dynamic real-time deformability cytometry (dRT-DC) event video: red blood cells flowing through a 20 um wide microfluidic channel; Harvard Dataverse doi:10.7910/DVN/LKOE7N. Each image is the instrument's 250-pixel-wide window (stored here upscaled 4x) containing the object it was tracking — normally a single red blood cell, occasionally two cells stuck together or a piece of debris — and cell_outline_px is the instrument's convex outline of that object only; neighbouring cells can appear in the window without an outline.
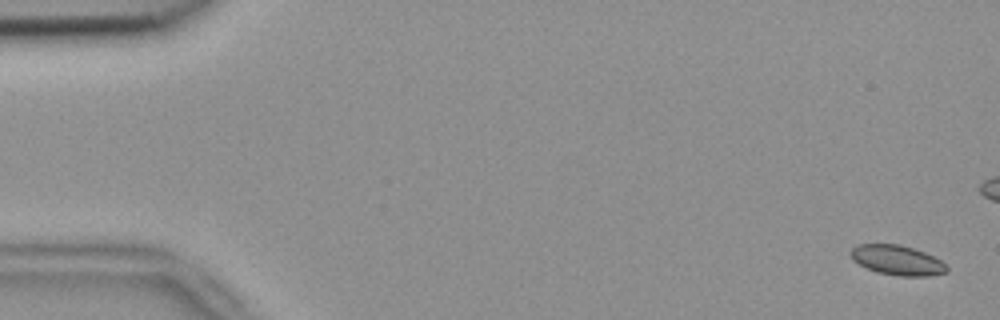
{"species": "common noctule bat (a hibernating species)", "species_latin": "Nyctalus noctula", "temperature_condition": "room temperature", "stored_images_in_passage": 17, "camera_frame_rate_fps": 3000, "um_per_image_px": 0.085, "animal": {"sex": "female", "body_mass_g": 18.4}, "frame": {"image": 1, "passage_image": 1, "time_ms": 0.0, "image_size_px": [1000, 320], "cell_outline_px": [[948, 272], [928, 276], [900, 276], [876, 272], [852, 260], [848, 252], [852, 248], [860, 244], [900, 244], [924, 252], [940, 260], [948, 268]], "centroid_in_image_um": [76.24, 22.11], "position_along_channel_um": 8.8, "area_um2": 16.65}}